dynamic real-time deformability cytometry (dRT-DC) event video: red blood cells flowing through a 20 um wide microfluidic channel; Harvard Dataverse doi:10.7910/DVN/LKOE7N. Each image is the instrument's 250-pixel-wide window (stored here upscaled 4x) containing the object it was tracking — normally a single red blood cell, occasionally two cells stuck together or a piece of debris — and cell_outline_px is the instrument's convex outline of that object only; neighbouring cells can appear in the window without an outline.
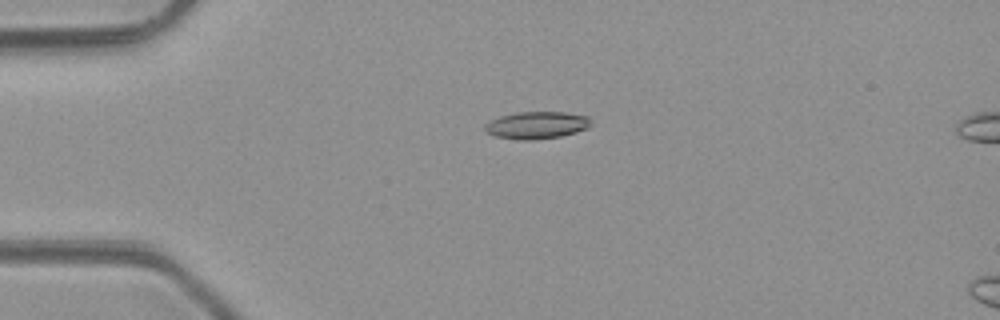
{"species": "common noctule bat (a hibernating species)", "species_latin": "Nyctalus noctula", "temperature_condition": "room temperature", "stored_images_in_passage": 4, "camera_frame_rate_fps": 3000, "um_per_image_px": 0.085, "animal": {"sex": "male", "body_mass_g": 23.1, "forearm_length_mm": 52.7}, "frame": {"image": 1, "passage_image": 3, "time_ms": 2.333, "image_size_px": [1000, 320], "cell_outline_px": [[588, 128], [576, 132], [560, 136], [532, 140], [520, 140], [496, 136], [488, 132], [484, 128], [484, 124], [500, 116], [516, 112], [564, 112], [588, 116]], "centroid_in_image_um": [45.59, 10.63], "position_along_channel_um": 39.4, "area_um2": 16.59}}